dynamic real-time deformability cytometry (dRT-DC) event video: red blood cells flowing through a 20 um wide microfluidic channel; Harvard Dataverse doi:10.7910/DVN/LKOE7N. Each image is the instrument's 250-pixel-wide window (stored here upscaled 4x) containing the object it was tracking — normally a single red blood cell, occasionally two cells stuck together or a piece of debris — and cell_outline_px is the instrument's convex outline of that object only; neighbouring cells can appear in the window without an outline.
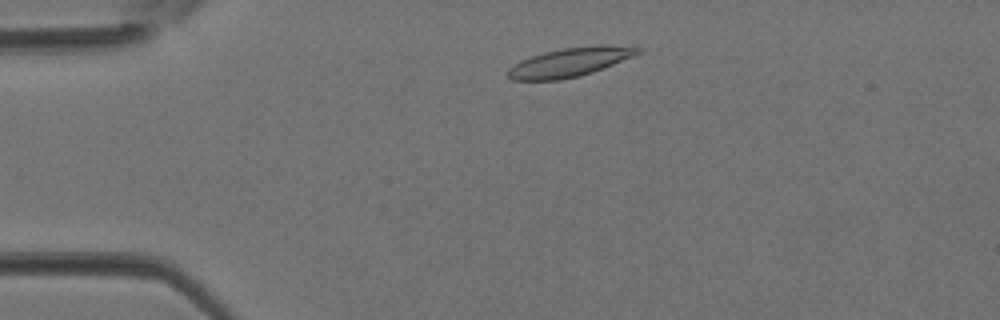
{"species": "Egyptian fruit bat (a non-hibernating species)", "species_latin": "Rousettus aegyptiacus", "temperature_condition": "room temperature", "stored_images_in_passage": 33, "camera_frame_rate_fps": 3000, "um_per_image_px": 0.085, "animal": {"sex": "female"}, "frame": {"image": 1, "passage_image": 4, "time_ms": 1.0, "image_size_px": [1000, 320], "cell_outline_px": [[640, 52], [632, 56], [592, 72], [580, 76], [560, 80], [512, 80], [508, 76], [508, 68], [520, 60], [544, 52], [564, 48], [604, 44], [640, 48]], "centroid_in_image_um": [48.38, 5.29], "position_along_channel_um": 36.6, "area_um2": 21.56}}
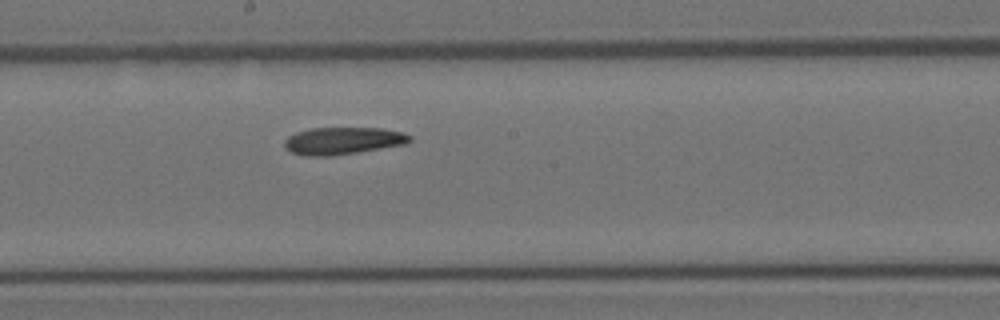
{"frame": {"image": 2, "passage_image": 16, "time_ms": 5.0, "image_size_px": [1000, 320], "cell_outline_px": [[412, 140], [408, 144], [356, 152], [328, 156], [304, 156], [292, 152], [284, 148], [284, 140], [288, 136], [296, 132], [312, 128], [380, 128], [404, 132], [412, 136]], "centroid_in_image_um": [29.16, 11.96], "position_along_channel_um": 219.0, "area_um2": 20.0}}
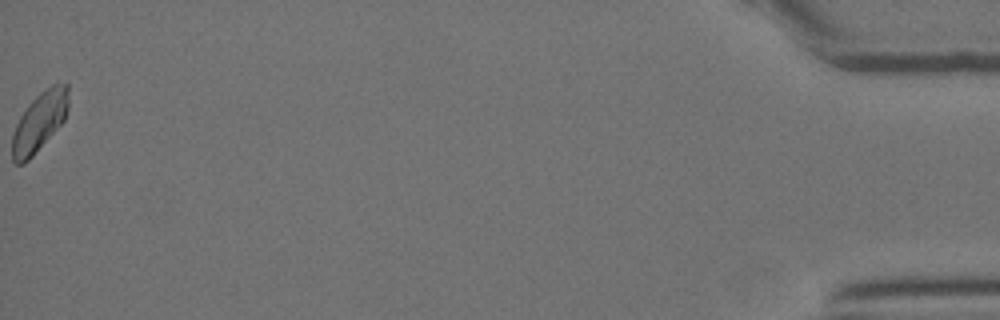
{"frame": {"image": 3, "passage_image": 33, "time_ms": 10.667, "image_size_px": [1000, 320], "cell_outline_px": [[68, 108], [64, 120], [32, 156], [24, 164], [16, 164], [12, 160], [12, 136], [16, 124], [20, 116], [28, 104], [40, 92], [56, 80], [68, 84]], "centroid_in_image_um": [3.36, 10.3], "position_along_channel_um": 431.8, "area_um2": 19.48}}